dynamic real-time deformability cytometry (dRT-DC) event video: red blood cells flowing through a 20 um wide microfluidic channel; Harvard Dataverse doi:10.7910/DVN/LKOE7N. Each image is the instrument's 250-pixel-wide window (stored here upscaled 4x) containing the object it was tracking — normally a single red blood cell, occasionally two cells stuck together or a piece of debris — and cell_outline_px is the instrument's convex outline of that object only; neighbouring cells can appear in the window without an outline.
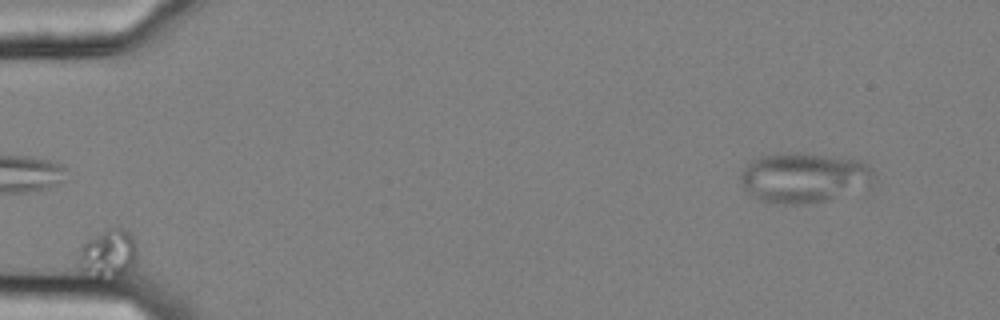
{"species": "common noctule bat (a hibernating species)", "species_latin": "Nyctalus noctula", "temperature_condition": "cold", "stored_images_in_passage": 37, "camera_frame_rate_fps": 3000, "um_per_image_px": 0.085, "animal": {"sex": "female", "body_mass_g": 25.1}, "frame": {"image": 1, "passage_image": 1, "time_ms": 0.0, "image_size_px": [1000, 320], "cell_outline_px": [[136, 264], [132, 268], [116, 280], [112, 280], [96, 276], [84, 268], [76, 260], [80, 244], [104, 232], [116, 228], [124, 228], [132, 236], [136, 244]], "centroid_in_image_um": [9.24, 21.6], "position_along_channel_um": 75.8, "area_um2": 16.42}}
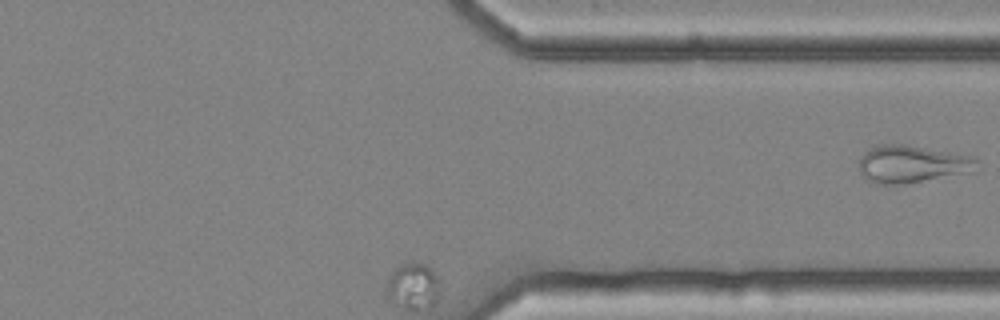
{"frame": {"image": 2, "passage_image": 37, "time_ms": 12.0, "image_size_px": [1000, 320], "cell_outline_px": [[980, 160], [972, 172], [904, 184], [876, 184], [864, 176], [860, 172], [860, 160], [864, 152], [880, 144], [900, 144], [972, 156]], "centroid_in_image_um": [77.53, 13.96], "position_along_channel_um": 333.9, "area_um2": 25.32}}